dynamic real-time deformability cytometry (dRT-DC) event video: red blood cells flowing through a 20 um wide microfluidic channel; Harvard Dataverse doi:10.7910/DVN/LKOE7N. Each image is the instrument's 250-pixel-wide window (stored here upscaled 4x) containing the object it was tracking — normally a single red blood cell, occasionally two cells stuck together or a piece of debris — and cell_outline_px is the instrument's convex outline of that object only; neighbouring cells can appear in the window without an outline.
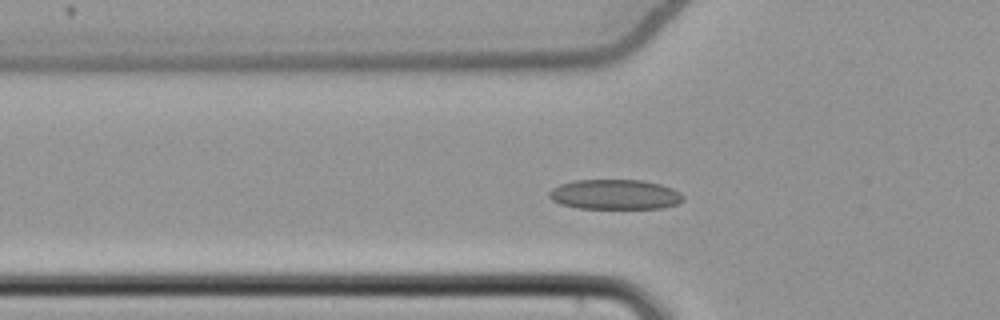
{"species": "common noctule bat (a hibernating species)", "species_latin": "Nyctalus noctula", "temperature_condition": "cold", "stored_images_in_passage": 45, "camera_frame_rate_fps": 3000, "um_per_image_px": 0.085, "animal": {"sex": "female", "body_mass_g": 22.7, "forearm_length_mm": 54.2}, "frame": {"image": 1, "passage_image": 15, "time_ms": 4.667, "image_size_px": [1000, 320], "cell_outline_px": [[684, 200], [676, 204], [664, 208], [576, 208], [560, 204], [552, 200], [548, 196], [548, 192], [552, 188], [560, 184], [576, 180], [644, 180], [660, 184], [672, 188], [680, 192], [684, 196]], "centroid_in_image_um": [52.27, 16.53], "position_along_channel_um": 73.5, "area_um2": 23.52}}
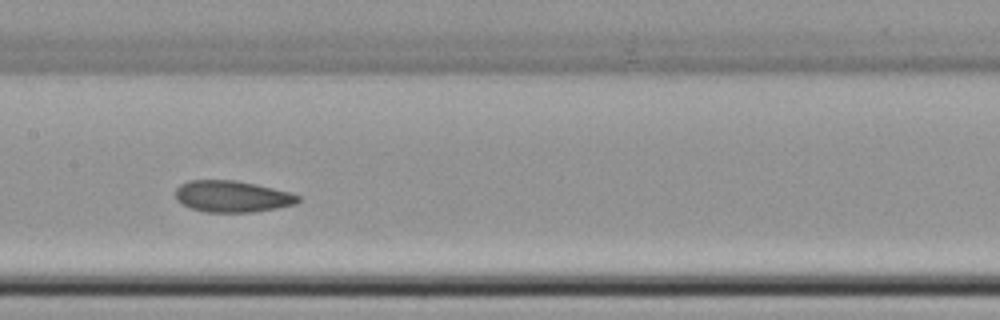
{"frame": {"image": 2, "passage_image": 24, "time_ms": 7.667, "image_size_px": [1000, 320], "cell_outline_px": [[300, 200], [296, 204], [276, 208], [252, 212], [204, 212], [192, 208], [176, 200], [176, 188], [180, 184], [188, 180], [236, 180], [256, 184], [292, 192], [300, 196]], "centroid_in_image_um": [19.75, 16.69], "position_along_channel_um": 187.6, "area_um2": 22.6}}
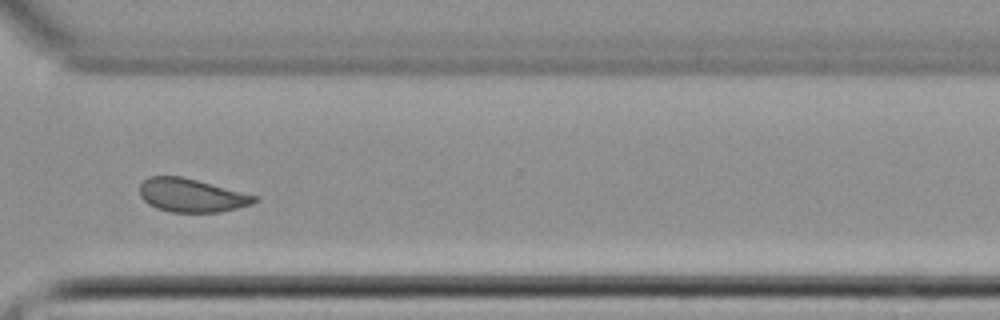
{"frame": {"image": 3, "passage_image": 37, "time_ms": 12.0, "image_size_px": [1000, 320], "cell_outline_px": [[260, 200], [252, 204], [220, 212], [168, 212], [156, 208], [148, 204], [140, 196], [140, 184], [148, 176], [180, 176], [196, 180], [256, 196]], "centroid_in_image_um": [16.24, 16.61], "position_along_channel_um": 354.4, "area_um2": 22.2}, "authors_computed_cell_mechanics": {"area_um2": 22.831, "velocity_mm_per_s": 3.836, "shape_relaxation_time_tau1_ms": 6.1284, "shape_relaxation_time_tau2_ms": 2.6497, "deformation_change_tau1": 0.1026, "deformation_change_tau2": 0.0744}}